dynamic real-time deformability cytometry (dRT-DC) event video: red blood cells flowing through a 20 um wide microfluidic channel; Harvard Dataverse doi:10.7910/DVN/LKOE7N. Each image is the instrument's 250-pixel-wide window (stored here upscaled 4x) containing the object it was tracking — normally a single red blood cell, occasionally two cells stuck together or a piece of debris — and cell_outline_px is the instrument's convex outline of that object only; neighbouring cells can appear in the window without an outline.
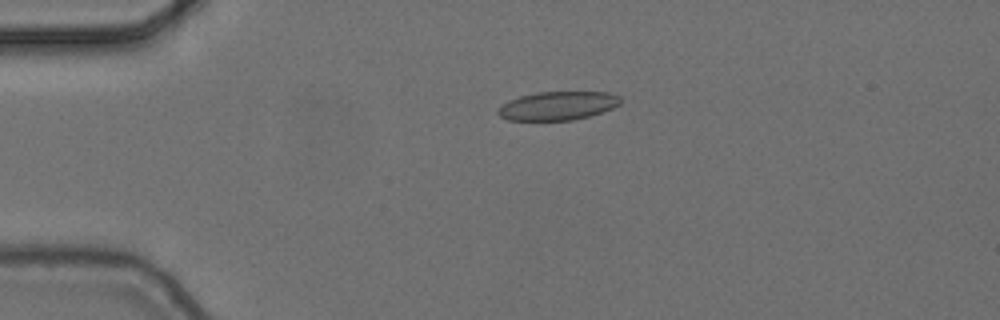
{"species": "common noctule bat (a hibernating species)", "species_latin": "Nyctalus noctula", "temperature_condition": "cold", "stored_images_in_passage": 5, "camera_frame_rate_fps": 3000, "um_per_image_px": 0.085, "animal": {"sex": "female", "body_mass_g": 24.6, "forearm_length_mm": 56.2}, "frame": {"image": 1, "passage_image": 4, "time_ms": 1.0, "image_size_px": [1000, 320], "cell_outline_px": [[620, 104], [612, 108], [588, 116], [572, 120], [508, 120], [500, 116], [496, 112], [508, 100], [520, 96], [536, 92], [608, 92], [620, 96]], "centroid_in_image_um": [47.4, 8.98], "position_along_channel_um": 37.6, "area_um2": 20.23}}